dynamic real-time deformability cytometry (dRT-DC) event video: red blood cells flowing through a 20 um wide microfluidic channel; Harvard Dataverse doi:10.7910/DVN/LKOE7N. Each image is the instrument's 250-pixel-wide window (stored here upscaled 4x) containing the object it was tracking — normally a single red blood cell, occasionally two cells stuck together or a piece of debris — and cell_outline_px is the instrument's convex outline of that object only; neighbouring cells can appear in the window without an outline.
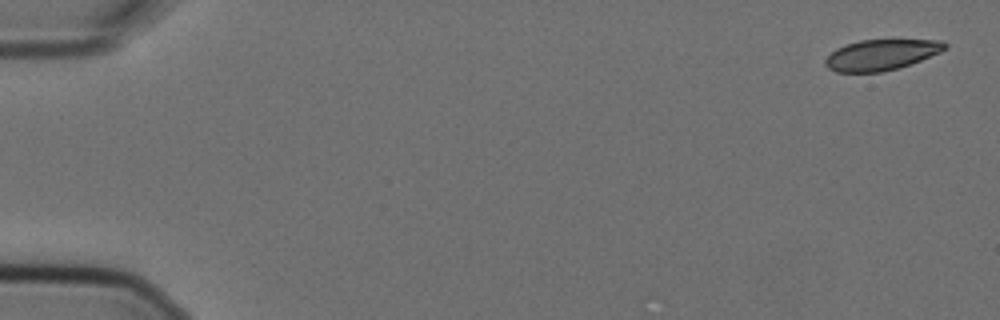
{"species": "Egyptian fruit bat (a non-hibernating species)", "species_latin": "Rousettus aegyptiacus", "temperature_condition": "cold", "stored_images_in_passage": 5, "camera_frame_rate_fps": 3000, "um_per_image_px": 0.085, "animal": {"sex": "female"}, "frame": {"image": 1, "passage_image": 1, "time_ms": 0.0, "image_size_px": [1000, 320], "cell_outline_px": [[948, 48], [940, 52], [920, 60], [896, 68], [880, 72], [836, 72], [828, 68], [824, 64], [824, 60], [836, 48], [860, 40], [940, 40], [948, 44]], "centroid_in_image_um": [74.89, 4.65], "position_along_channel_um": 10.1, "area_um2": 21.15}}
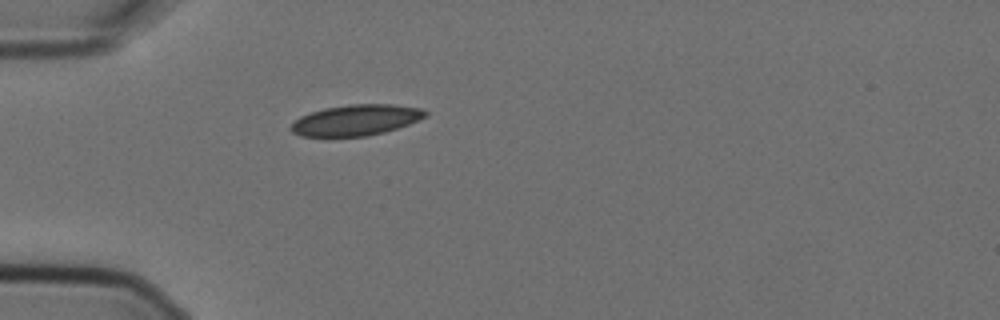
{"frame": {"image": 2, "passage_image": 5, "time_ms": 1.333, "image_size_px": [1000, 320], "cell_outline_px": [[428, 116], [408, 124], [384, 132], [364, 136], [300, 136], [292, 132], [288, 128], [300, 116], [324, 108], [348, 104], [392, 104], [420, 108], [428, 112]], "centroid_in_image_um": [30.25, 10.2], "position_along_channel_um": 54.7, "area_um2": 24.04}}